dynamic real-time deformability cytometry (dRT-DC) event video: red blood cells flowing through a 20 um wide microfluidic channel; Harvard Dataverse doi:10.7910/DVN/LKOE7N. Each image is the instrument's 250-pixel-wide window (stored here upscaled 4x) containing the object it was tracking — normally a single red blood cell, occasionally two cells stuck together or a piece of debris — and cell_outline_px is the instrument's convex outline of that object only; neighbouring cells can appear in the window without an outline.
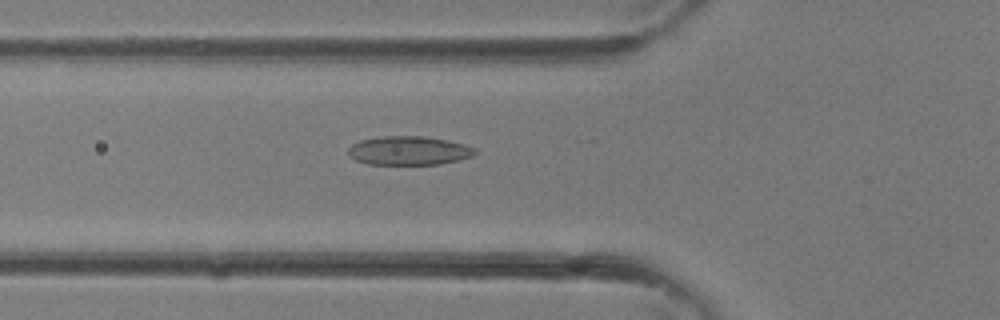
{"species": "common noctule bat (a hibernating species)", "species_latin": "Nyctalus noctula", "temperature_condition": "room temperature", "stored_images_in_passage": 36, "camera_frame_rate_fps": 3000, "um_per_image_px": 0.085, "animal": {"sex": "female"}, "frame": {"image": 1, "passage_image": 13, "time_ms": 4.0, "image_size_px": [1000, 320], "cell_outline_px": [[476, 152], [472, 156], [440, 164], [368, 164], [356, 160], [348, 156], [348, 148], [352, 144], [360, 140], [380, 136], [424, 136], [448, 140], [464, 144], [476, 148]], "centroid_in_image_um": [34.72, 12.79], "position_along_channel_um": 91.1, "area_um2": 21.33}}
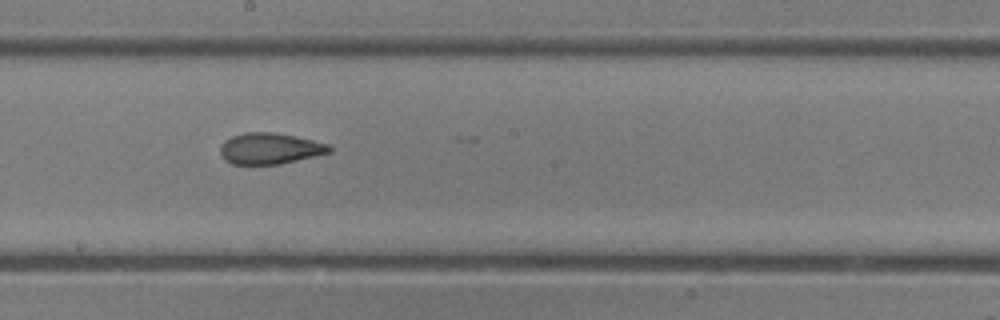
{"frame": {"image": 2, "passage_image": 20, "time_ms": 6.333, "image_size_px": [1000, 320], "cell_outline_px": [[332, 152], [316, 156], [280, 164], [232, 164], [224, 160], [220, 152], [220, 144], [224, 140], [232, 136], [244, 132], [276, 132], [296, 136], [328, 144], [332, 148]], "centroid_in_image_um": [22.93, 12.62], "position_along_channel_um": 225.3, "area_um2": 20.0}}
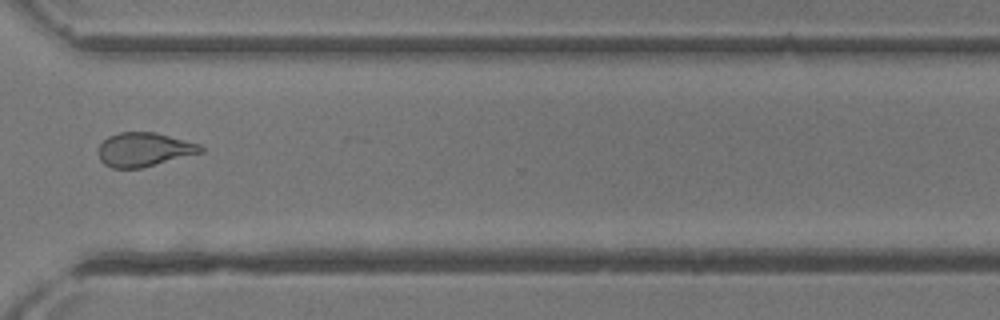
{"frame": {"image": 3, "passage_image": 27, "time_ms": 8.667, "image_size_px": [1000, 320], "cell_outline_px": [[204, 152], [140, 168], [112, 168], [104, 164], [100, 160], [100, 144], [108, 136], [120, 132], [156, 132], [200, 144], [204, 148]], "centroid_in_image_um": [12.27, 12.7], "position_along_channel_um": 358.3, "area_um2": 20.11}}